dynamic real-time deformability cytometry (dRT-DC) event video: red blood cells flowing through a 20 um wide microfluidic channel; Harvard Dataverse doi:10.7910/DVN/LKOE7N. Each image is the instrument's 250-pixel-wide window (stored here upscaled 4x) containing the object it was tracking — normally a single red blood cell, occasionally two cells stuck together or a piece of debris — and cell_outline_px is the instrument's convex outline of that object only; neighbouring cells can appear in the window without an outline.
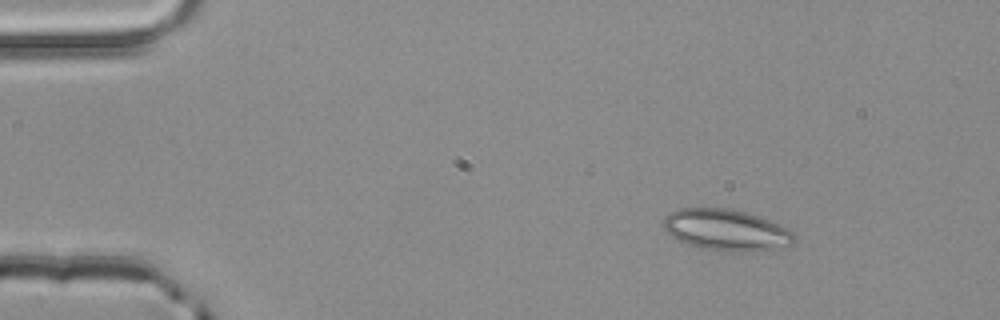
{"species": "common noctule bat (a hibernating species)", "species_latin": "Nyctalus noctula", "temperature_condition": "room temperature", "stored_images_in_passage": 3, "camera_frame_rate_fps": 3000, "um_per_image_px": 0.085, "animal": {"sex": "male", "body_mass_g": 20.4}, "frame": {"image": 1, "passage_image": 1, "time_ms": 0.0, "image_size_px": [1000, 320], "cell_outline_px": [[796, 236], [792, 244], [772, 248], [740, 252], [724, 252], [700, 248], [676, 240], [664, 228], [664, 216], [680, 208], [732, 208], [748, 212], [760, 216], [788, 228]], "centroid_in_image_um": [61.72, 19.54], "position_along_channel_um": 23.3, "area_um2": 31.56}}